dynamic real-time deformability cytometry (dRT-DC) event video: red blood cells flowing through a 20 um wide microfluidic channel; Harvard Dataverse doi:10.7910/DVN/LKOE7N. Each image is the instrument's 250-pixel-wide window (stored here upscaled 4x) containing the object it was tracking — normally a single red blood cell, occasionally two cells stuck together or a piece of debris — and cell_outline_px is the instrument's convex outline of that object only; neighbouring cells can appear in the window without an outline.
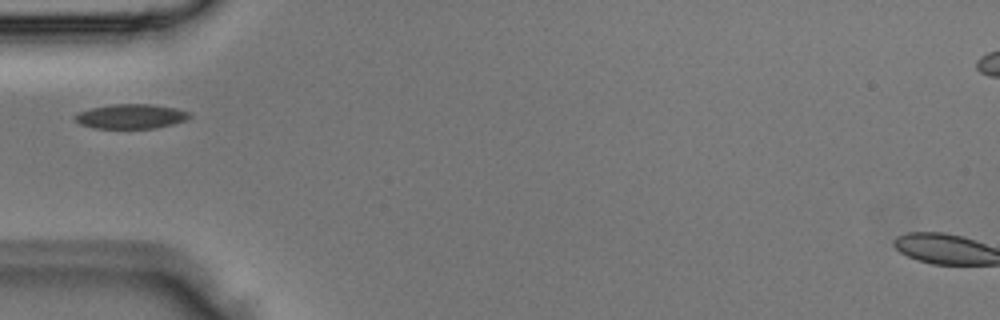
{"species": "Egyptian fruit bat (a non-hibernating species)", "species_latin": "Rousettus aegyptiacus", "temperature_condition": "room temperature", "stored_images_in_passage": 1, "camera_frame_rate_fps": 3000, "um_per_image_px": 0.085, "animal": {"sex": "male"}, "frame": {"image": 1, "passage_image": 1, "time_ms": 0.0, "image_size_px": [1000, 320], "cell_outline_px": [[192, 116], [184, 120], [172, 124], [156, 128], [92, 128], [80, 124], [72, 116], [80, 112], [92, 108], [112, 104], [152, 104], [176, 108], [188, 112]], "centroid_in_image_um": [11.12, 9.89], "position_along_channel_um": 73.9, "area_um2": 16.3}}